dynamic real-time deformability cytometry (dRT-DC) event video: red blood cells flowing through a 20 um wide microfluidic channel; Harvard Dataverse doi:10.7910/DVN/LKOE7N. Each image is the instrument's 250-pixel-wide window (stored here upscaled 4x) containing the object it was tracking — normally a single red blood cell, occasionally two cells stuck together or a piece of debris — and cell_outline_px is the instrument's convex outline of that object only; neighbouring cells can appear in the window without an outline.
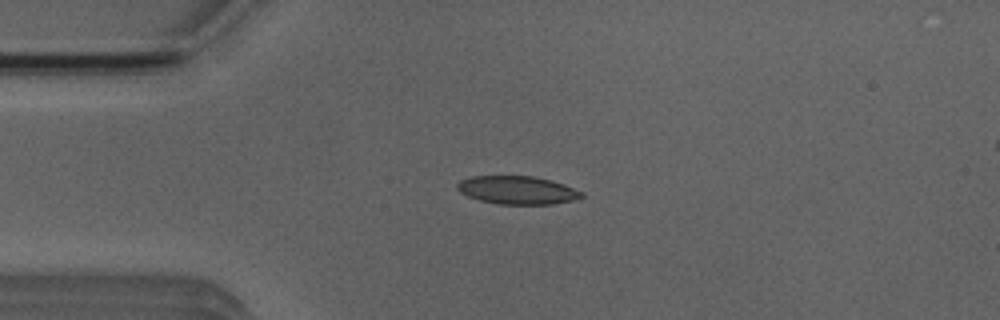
{"species": "Egyptian fruit bat (a non-hibernating species)", "species_latin": "Rousettus aegyptiacus", "temperature_condition": "room temperature", "stored_images_in_passage": 5, "camera_frame_rate_fps": 3000, "um_per_image_px": 0.085, "animal": {"sex": "male"}, "frame": {"image": 1, "passage_image": 3, "time_ms": 2.333, "image_size_px": [1000, 320], "cell_outline_px": [[584, 196], [572, 200], [552, 204], [500, 204], [480, 200], [468, 196], [460, 192], [456, 188], [456, 184], [460, 180], [472, 176], [532, 176], [552, 180], [584, 192]], "centroid_in_image_um": [43.96, 16.15], "position_along_channel_um": 41.0, "area_um2": 20.35}}